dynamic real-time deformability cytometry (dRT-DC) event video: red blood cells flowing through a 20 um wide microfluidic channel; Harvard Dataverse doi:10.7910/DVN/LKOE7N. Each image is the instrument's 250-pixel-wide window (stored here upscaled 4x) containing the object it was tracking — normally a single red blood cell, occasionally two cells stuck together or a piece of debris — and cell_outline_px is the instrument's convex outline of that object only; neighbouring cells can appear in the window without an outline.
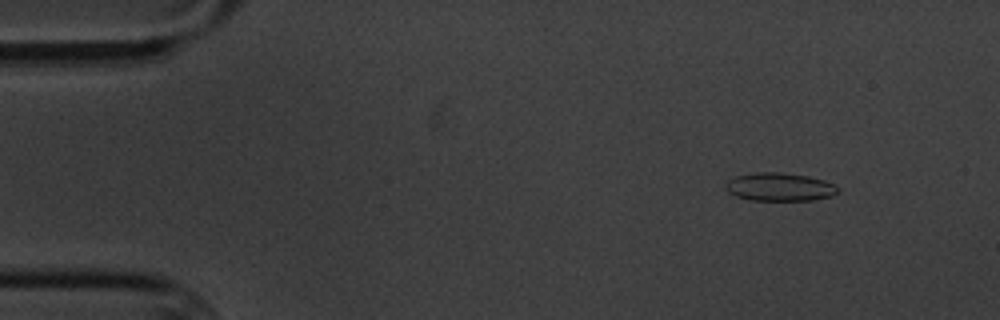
{"species": "common noctule bat (a hibernating species)", "species_latin": "Nyctalus noctula", "temperature_condition": "cold", "stored_images_in_passage": 5, "camera_frame_rate_fps": 3000, "um_per_image_px": 0.085, "animal": {"sex": "male", "body_mass_g": 20.1, "forearm_length_mm": 53.5}, "frame": {"image": 1, "passage_image": 3, "time_ms": 2.0, "image_size_px": [1000, 320], "cell_outline_px": [[840, 192], [832, 196], [812, 200], [752, 200], [736, 196], [728, 192], [724, 188], [724, 184], [728, 180], [736, 176], [756, 172], [780, 172], [808, 176], [824, 180], [832, 184]], "centroid_in_image_um": [66.23, 15.89], "position_along_channel_um": 18.8, "area_um2": 18.44}}